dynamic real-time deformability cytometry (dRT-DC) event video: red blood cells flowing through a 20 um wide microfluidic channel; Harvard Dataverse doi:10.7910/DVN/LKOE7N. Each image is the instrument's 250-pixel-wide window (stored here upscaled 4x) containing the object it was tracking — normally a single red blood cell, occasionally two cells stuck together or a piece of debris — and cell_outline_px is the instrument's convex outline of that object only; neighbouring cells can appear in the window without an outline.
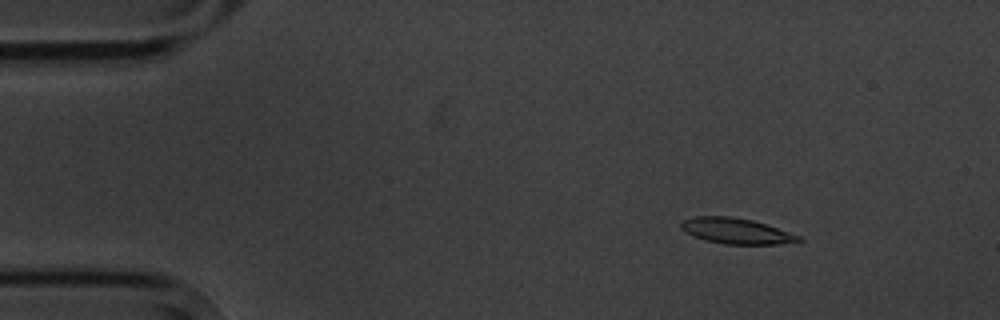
{"species": "common noctule bat (a hibernating species)", "species_latin": "Nyctalus noctula", "temperature_condition": "cold", "stored_images_in_passage": 14, "camera_frame_rate_fps": 3000, "um_per_image_px": 0.085, "animal": {"sex": "male", "body_mass_g": 20.1, "forearm_length_mm": 53.5}, "frame": {"image": 1, "passage_image": 2, "time_ms": 1.333, "image_size_px": [1000, 320], "cell_outline_px": [[804, 240], [780, 244], [724, 244], [704, 240], [684, 232], [680, 228], [680, 224], [684, 220], [696, 216], [728, 216], [752, 220], [800, 236]], "centroid_in_image_um": [62.53, 19.64], "position_along_channel_um": 22.5, "area_um2": 17.4}}
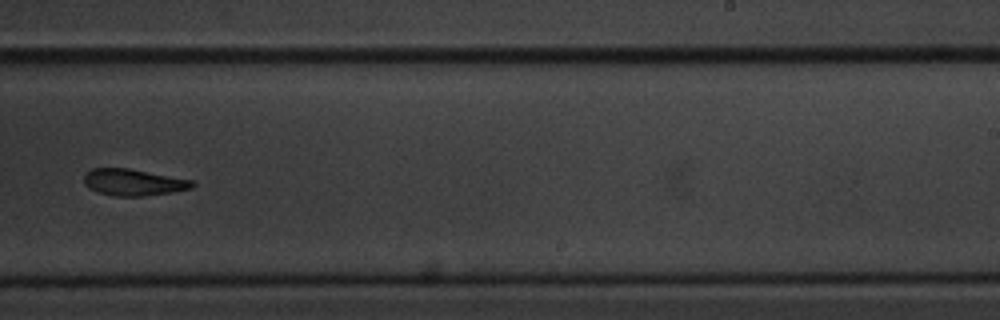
{"frame": {"image": 2, "passage_image": 9, "time_ms": 10.667, "image_size_px": [1000, 320], "cell_outline_px": [[196, 184], [192, 188], [172, 192], [144, 196], [116, 196], [96, 192], [88, 188], [84, 184], [84, 172], [92, 168], [128, 168], [192, 180]], "centroid_in_image_um": [11.3, 15.49], "position_along_channel_um": 277.7, "area_um2": 16.88}}
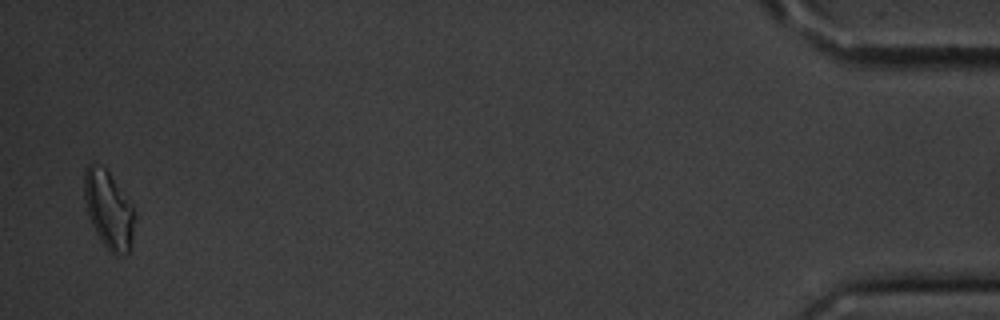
{"frame": {"image": 3, "passage_image": 14, "time_ms": 17.333, "image_size_px": [1000, 320], "cell_outline_px": [[136, 212], [132, 236], [128, 252], [116, 256], [100, 240], [88, 216], [84, 200], [84, 168], [92, 160], [104, 168], [108, 172], [132, 204]], "centroid_in_image_um": [9.21, 17.77], "position_along_channel_um": 426.0, "area_um2": 22.77}, "authors_computed_cell_mechanics": {"area_um2": 17.6868, "velocity_mm_per_s": 3.513, "shape_relaxation_time_tau1_ms": 3.9094, "shape_relaxation_time_tau2_ms": null, "deformation_change_tau1": 0.1056, "deformation_change_tau2": null}}